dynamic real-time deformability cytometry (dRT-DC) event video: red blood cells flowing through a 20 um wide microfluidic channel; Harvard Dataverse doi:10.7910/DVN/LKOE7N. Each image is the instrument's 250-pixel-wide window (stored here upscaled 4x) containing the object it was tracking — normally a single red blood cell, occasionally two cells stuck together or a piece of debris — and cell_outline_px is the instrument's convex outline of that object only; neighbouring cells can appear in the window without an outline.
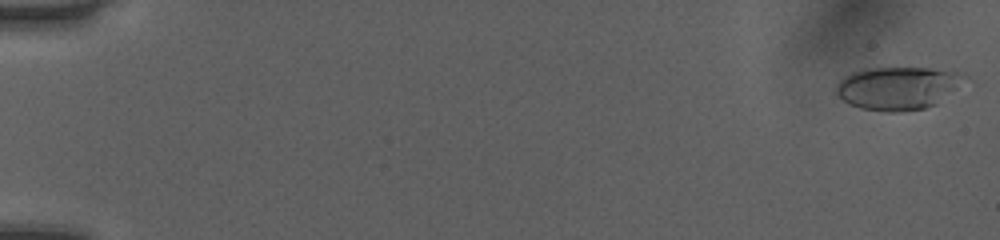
{"species": "human", "species_latin": "Homo sapiens", "temperature_condition": "room temperature", "stored_images_in_passage": 12, "camera_frame_rate_fps": 3000, "um_per_image_px": 0.085, "donor": {"sex": "female"}, "frame": {"image": 1, "passage_image": 1, "time_ms": 0.0, "image_size_px": [1000, 240], "cell_outline_px": [[972, 80], [936, 104], [924, 108], [900, 112], [888, 112], [860, 108], [848, 104], [836, 96], [836, 84], [844, 76], [852, 72], [864, 68], [928, 68], [964, 72]], "centroid_in_image_um": [76.39, 7.48], "position_along_channel_um": 8.6, "area_um2": 33.0}}